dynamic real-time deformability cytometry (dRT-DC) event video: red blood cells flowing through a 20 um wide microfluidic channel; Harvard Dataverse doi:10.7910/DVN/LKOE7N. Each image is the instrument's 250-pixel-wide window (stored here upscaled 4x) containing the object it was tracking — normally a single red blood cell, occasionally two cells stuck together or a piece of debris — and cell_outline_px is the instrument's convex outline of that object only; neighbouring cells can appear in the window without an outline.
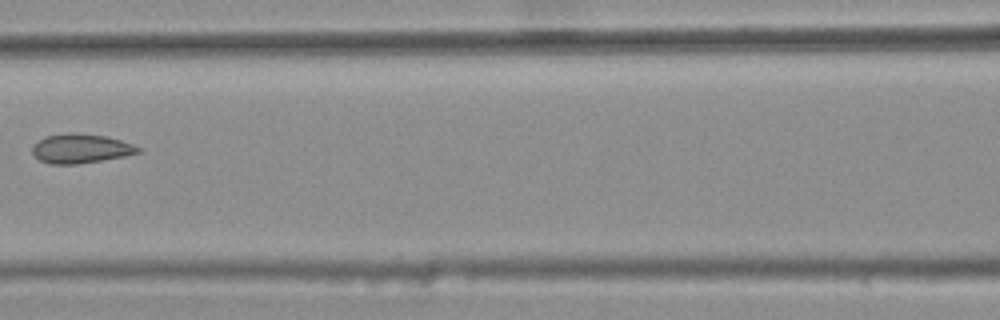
{"species": "common noctule bat (a hibernating species)", "species_latin": "Nyctalus noctula", "temperature_condition": "warm", "stored_images_in_passage": 8, "camera_frame_rate_fps": 3000, "um_per_image_px": 0.085, "animal": {"sex": "female", "body_mass_g": 25.1}, "frame": {"image": 1, "passage_image": 7, "time_ms": 2.0, "image_size_px": [1000, 320], "cell_outline_px": [[140, 152], [124, 156], [76, 164], [48, 164], [40, 160], [32, 152], [32, 148], [44, 136], [68, 132], [76, 132], [104, 136], [120, 140], [132, 144], [140, 148]], "centroid_in_image_um": [6.84, 12.62], "position_along_channel_um": 159.8, "area_um2": 17.86}}
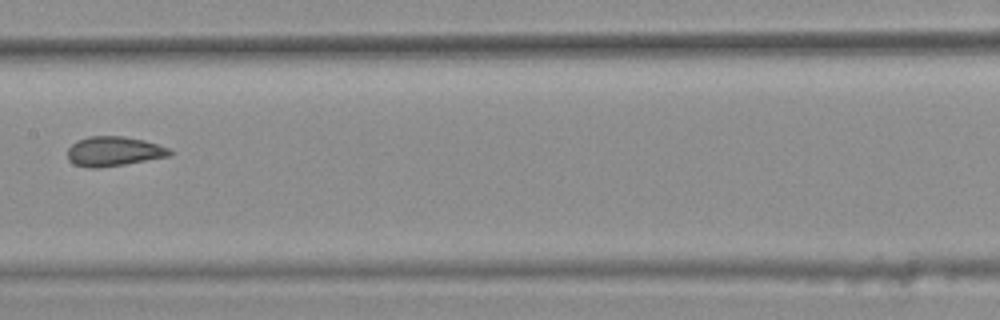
{"frame": {"image": 2, "passage_image": 8, "time_ms": 2.333, "image_size_px": [1000, 320], "cell_outline_px": [[172, 152], [168, 156], [124, 164], [100, 168], [88, 168], [76, 164], [68, 160], [68, 148], [76, 140], [88, 136], [124, 136], [144, 140], [168, 148]], "centroid_in_image_um": [9.62, 12.85], "position_along_channel_um": 197.8, "area_um2": 17.51}}